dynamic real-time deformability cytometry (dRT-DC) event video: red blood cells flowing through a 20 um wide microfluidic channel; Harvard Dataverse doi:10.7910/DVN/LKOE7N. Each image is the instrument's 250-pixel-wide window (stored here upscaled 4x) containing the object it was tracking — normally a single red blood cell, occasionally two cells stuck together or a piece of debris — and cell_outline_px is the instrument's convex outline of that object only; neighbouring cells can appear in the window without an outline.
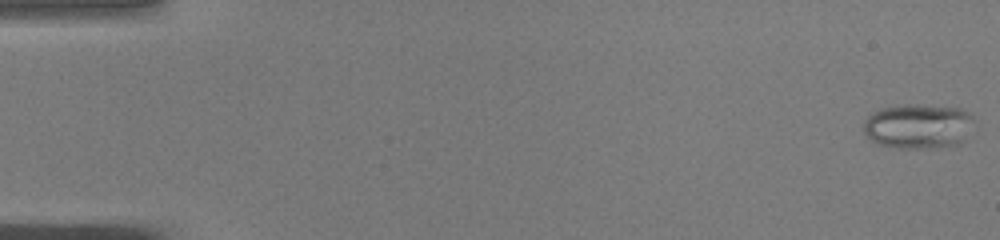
{"species": "common noctule bat (a hibernating species)", "species_latin": "Nyctalus noctula", "temperature_condition": "warm", "stored_images_in_passage": 50, "camera_frame_rate_fps": 3000, "um_per_image_px": 0.085, "animal": {"sex": "male", "body_mass_g": 19.0, "forearm_length_mm": 50.8}, "frame": {"image": 1, "passage_image": 1, "time_ms": 0.0, "image_size_px": [1000, 240], "cell_outline_px": [[976, 132], [960, 144], [936, 148], [896, 148], [876, 144], [864, 132], [864, 120], [872, 112], [880, 108], [904, 104], [924, 104], [960, 108], [972, 112], [976, 120]], "centroid_in_image_um": [78.18, 10.72], "position_along_channel_um": 6.8, "area_um2": 30.17}}
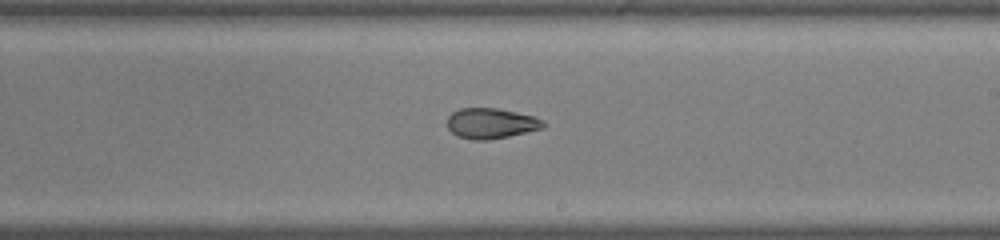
{"frame": {"image": 2, "passage_image": 30, "time_ms": 9.667, "image_size_px": [1000, 240], "cell_outline_px": [[548, 124], [544, 128], [508, 136], [488, 140], [472, 140], [456, 136], [448, 128], [448, 116], [452, 112], [460, 108], [496, 108], [536, 116], [544, 120]], "centroid_in_image_um": [41.77, 10.48], "position_along_channel_um": 247.2, "area_um2": 17.22}}
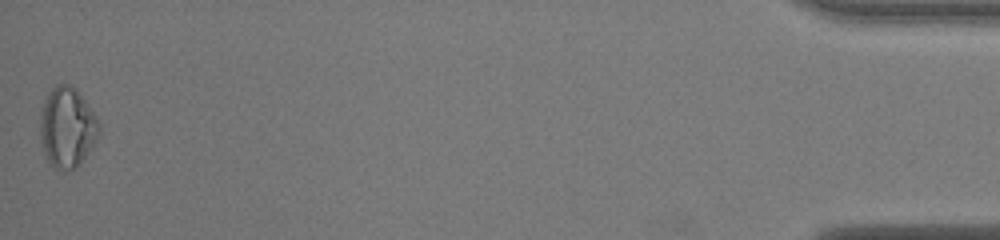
{"frame": {"image": 3, "passage_image": 50, "time_ms": 16.333, "image_size_px": [1000, 240], "cell_outline_px": [[100, 132], [92, 148], [80, 164], [76, 168], [64, 172], [60, 172], [44, 156], [40, 136], [40, 112], [44, 100], [48, 92], [56, 84], [68, 84], [76, 88], [80, 92], [96, 116], [100, 124]], "centroid_in_image_um": [5.71, 10.83], "position_along_channel_um": 429.5, "area_um2": 28.03}, "authors_computed_cell_mechanics": {"area_um2": 21.3282, "velocity_mm_per_s": 4.0921, "shape_relaxation_time_tau1_ms": null, "shape_relaxation_time_tau2_ms": 1.9138, "deformation_change_tau1": null, "deformation_change_tau2": 0.0796}}